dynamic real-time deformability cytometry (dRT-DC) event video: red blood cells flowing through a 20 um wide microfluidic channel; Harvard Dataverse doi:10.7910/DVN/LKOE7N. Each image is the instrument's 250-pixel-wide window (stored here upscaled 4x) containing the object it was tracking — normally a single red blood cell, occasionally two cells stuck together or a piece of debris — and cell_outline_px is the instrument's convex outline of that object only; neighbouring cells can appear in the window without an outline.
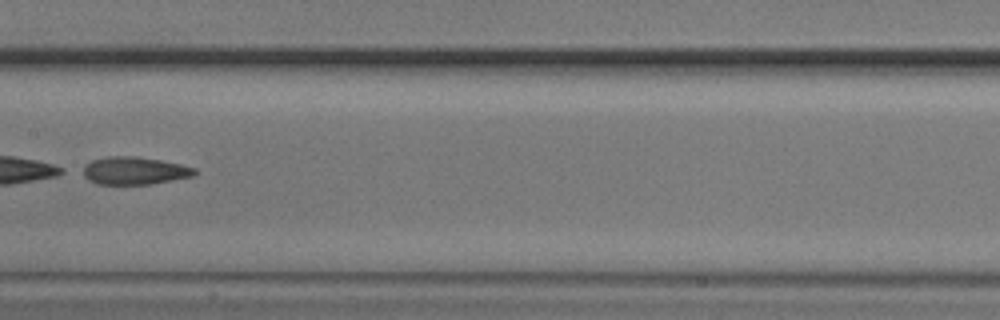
{"species": "common noctule bat (a hibernating species)", "species_latin": "Nyctalus noctula", "temperature_condition": "cold", "stored_images_in_passage": 10, "camera_frame_rate_fps": 3000, "um_per_image_px": 0.085, "animal": {"sex": "male", "body_mass_g": 20.5, "forearm_length_mm": 52.5}, "frame": {"image": 1, "passage_image": 7, "time_ms": 8.0, "image_size_px": [1000, 320], "cell_outline_px": [[196, 172], [192, 176], [152, 184], [96, 184], [88, 180], [76, 172], [80, 168], [92, 160], [108, 156], [136, 156], [160, 160], [180, 164], [196, 168]], "centroid_in_image_um": [11.32, 14.51], "position_along_channel_um": 196.1, "area_um2": 18.32}}
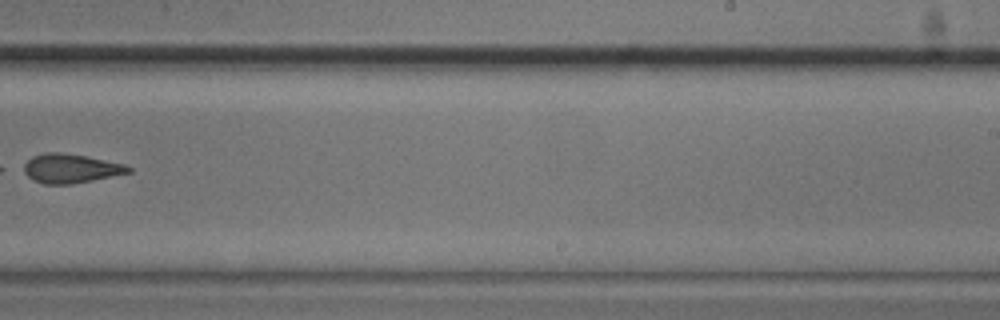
{"frame": {"image": 2, "passage_image": 9, "time_ms": 10.333, "image_size_px": [1000, 320], "cell_outline_px": [[132, 172], [72, 184], [44, 184], [32, 180], [24, 172], [24, 164], [32, 156], [44, 152], [60, 152], [84, 156], [124, 164], [132, 168]], "centroid_in_image_um": [5.98, 14.32], "position_along_channel_um": 283.0, "area_um2": 17.63}}
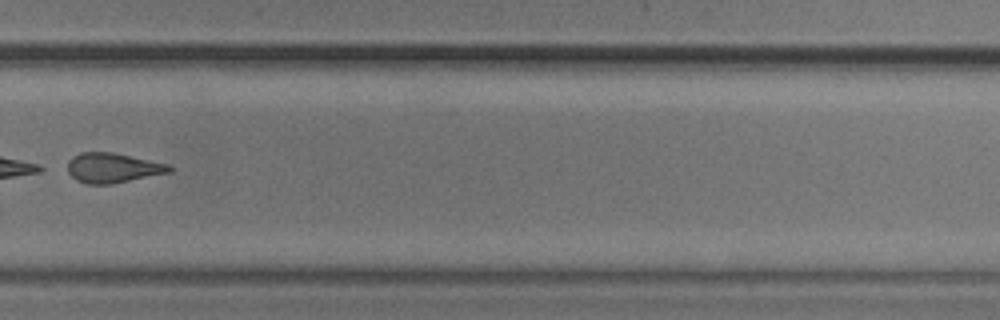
{"frame": {"image": 3, "passage_image": 10, "time_ms": 11.333, "image_size_px": [1000, 320], "cell_outline_px": [[172, 172], [112, 184], [88, 184], [76, 180], [68, 172], [68, 160], [72, 156], [80, 152], [112, 152], [168, 164], [172, 168]], "centroid_in_image_um": [9.57, 14.27], "position_along_channel_um": 320.2, "area_um2": 17.69}}